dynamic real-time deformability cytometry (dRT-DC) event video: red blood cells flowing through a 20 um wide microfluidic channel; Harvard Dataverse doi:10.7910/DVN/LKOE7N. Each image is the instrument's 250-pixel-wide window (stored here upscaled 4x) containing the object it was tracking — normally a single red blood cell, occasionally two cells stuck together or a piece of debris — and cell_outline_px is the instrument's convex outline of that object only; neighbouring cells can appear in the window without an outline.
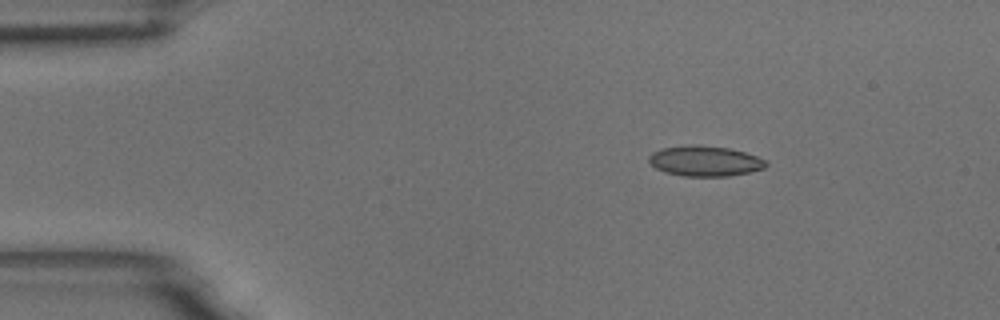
{"species": "common noctule bat (a hibernating species)", "species_latin": "Nyctalus noctula", "temperature_condition": "room temperature", "stored_images_in_passage": 6, "segment_of_instrument_passage": [2, 2], "camera_frame_rate_fps": 3000, "um_per_image_px": 0.085, "animal": {"sex": "male", "body_mass_g": 18.8}, "frame": {"image": 1, "passage_image": 6, "time_ms": 1.667, "image_size_px": [1000, 320], "cell_outline_px": [[768, 164], [764, 168], [748, 172], [728, 176], [684, 176], [664, 172], [656, 168], [648, 160], [648, 156], [652, 152], [660, 148], [688, 144], [700, 144], [728, 148], [744, 152], [756, 156], [764, 160]], "centroid_in_image_um": [59.87, 13.67], "position_along_channel_um": 25.1, "area_um2": 20.81}}